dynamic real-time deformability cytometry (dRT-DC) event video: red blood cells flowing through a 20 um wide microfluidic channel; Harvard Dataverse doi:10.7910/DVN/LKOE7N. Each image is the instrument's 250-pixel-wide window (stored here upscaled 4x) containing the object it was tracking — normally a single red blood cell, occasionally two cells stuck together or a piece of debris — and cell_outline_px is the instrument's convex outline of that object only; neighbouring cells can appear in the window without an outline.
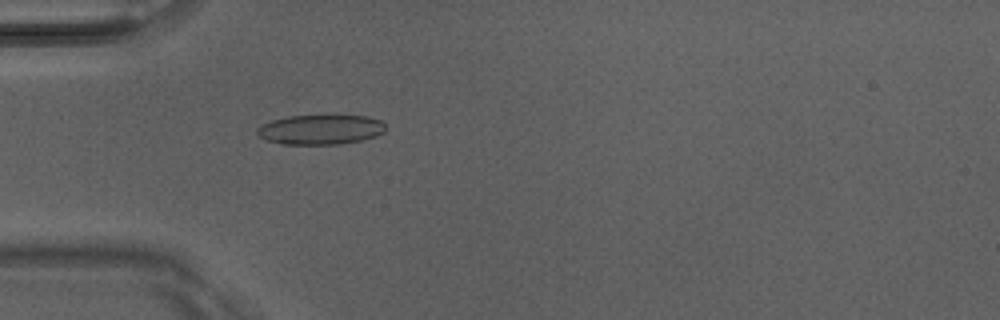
{"species": "Egyptian fruit bat (a non-hibernating species)", "species_latin": "Rousettus aegyptiacus", "temperature_condition": "room temperature", "stored_images_in_passage": 4, "camera_frame_rate_fps": 3000, "um_per_image_px": 0.085, "animal": {"sex": "male"}, "frame": {"image": 1, "passage_image": 4, "time_ms": 1.0, "image_size_px": [1000, 320], "cell_outline_px": [[384, 132], [376, 136], [360, 140], [340, 144], [284, 144], [264, 140], [256, 132], [256, 128], [272, 120], [288, 116], [368, 116], [380, 120], [384, 124]], "centroid_in_image_um": [27.22, 11.02], "position_along_channel_um": 57.8, "area_um2": 22.08}}